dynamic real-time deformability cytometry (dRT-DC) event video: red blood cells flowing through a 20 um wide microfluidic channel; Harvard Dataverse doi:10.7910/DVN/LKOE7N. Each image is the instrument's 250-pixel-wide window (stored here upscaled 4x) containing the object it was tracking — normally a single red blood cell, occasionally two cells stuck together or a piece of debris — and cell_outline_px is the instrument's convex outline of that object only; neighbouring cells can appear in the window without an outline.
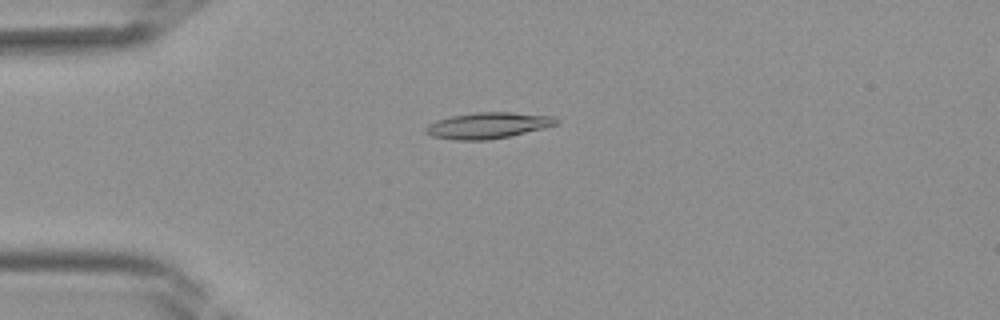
{"species": "Egyptian fruit bat (a non-hibernating species)", "species_latin": "Rousettus aegyptiacus", "temperature_condition": "room temperature", "stored_images_in_passage": 40, "camera_frame_rate_fps": 3000, "um_per_image_px": 0.085, "frame": {"image": 1, "passage_image": 10, "time_ms": 3.0, "image_size_px": [1000, 320], "cell_outline_px": [[560, 120], [556, 124], [544, 128], [512, 136], [488, 140], [456, 140], [432, 136], [424, 132], [424, 128], [428, 124], [436, 120], [452, 116], [476, 112], [512, 112], [552, 116]], "centroid_in_image_um": [41.47, 10.67], "position_along_channel_um": 43.5, "area_um2": 19.94}}
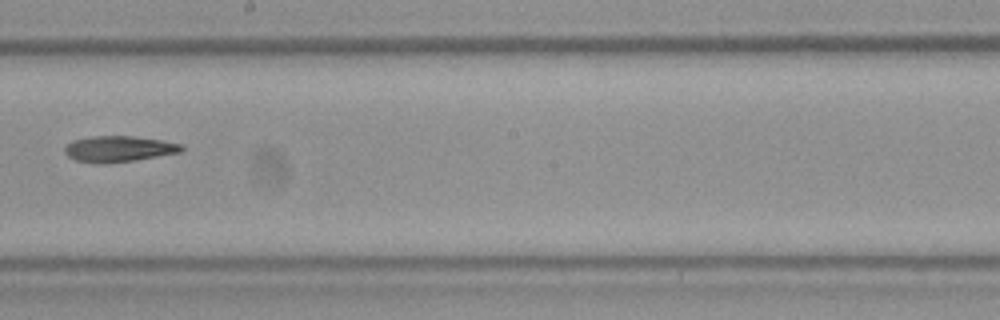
{"frame": {"image": 2, "passage_image": 23, "time_ms": 7.333, "image_size_px": [1000, 320], "cell_outline_px": [[184, 148], [180, 152], [136, 160], [104, 164], [96, 164], [76, 160], [68, 156], [64, 152], [64, 148], [72, 140], [88, 136], [132, 136], [160, 140], [180, 144]], "centroid_in_image_um": [10.04, 12.66], "position_along_channel_um": 238.2, "area_um2": 17.69}}
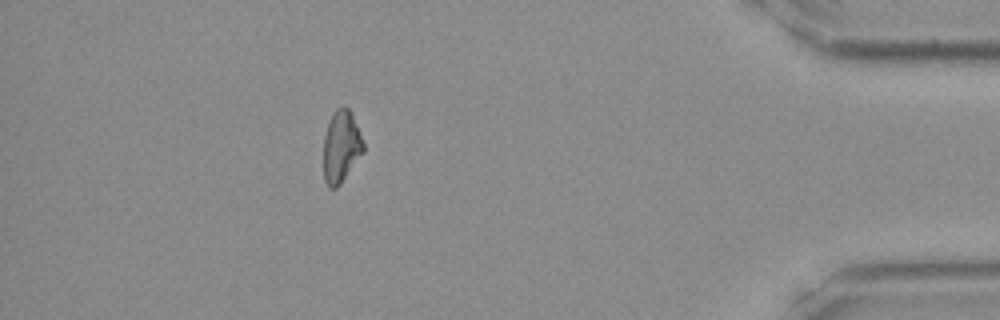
{"frame": {"image": 3, "passage_image": 36, "time_ms": 11.667, "image_size_px": [1000, 320], "cell_outline_px": [[364, 152], [340, 184], [336, 188], [328, 188], [324, 180], [324, 136], [332, 112], [336, 108], [348, 108], [352, 116], [364, 144]], "centroid_in_image_um": [28.98, 12.5], "position_along_channel_um": 406.2, "area_um2": 16.47}}